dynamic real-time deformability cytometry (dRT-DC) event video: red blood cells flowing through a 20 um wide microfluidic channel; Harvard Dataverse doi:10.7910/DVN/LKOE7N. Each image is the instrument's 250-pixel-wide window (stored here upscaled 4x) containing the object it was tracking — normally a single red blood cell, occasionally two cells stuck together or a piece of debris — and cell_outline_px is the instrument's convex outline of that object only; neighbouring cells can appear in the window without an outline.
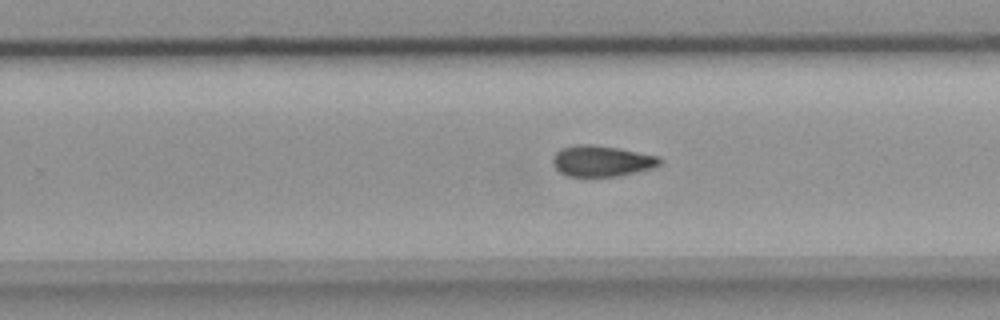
{"species": "common noctule bat (a hibernating species)", "species_latin": "Nyctalus noctula", "temperature_condition": "room temperature", "stored_images_in_passage": 17, "camera_frame_rate_fps": 3000, "um_per_image_px": 0.085, "animal": {"sex": "female", "body_mass_g": 18.4}, "frame": {"image": 1, "passage_image": 12, "time_ms": 3.667, "image_size_px": [1000, 320], "cell_outline_px": [[664, 160], [660, 164], [652, 168], [616, 176], [568, 176], [560, 172], [552, 164], [552, 156], [560, 148], [576, 144], [592, 144], [620, 148], [660, 156]], "centroid_in_image_um": [51.14, 13.66], "position_along_channel_um": 278.7, "area_um2": 19.48}}
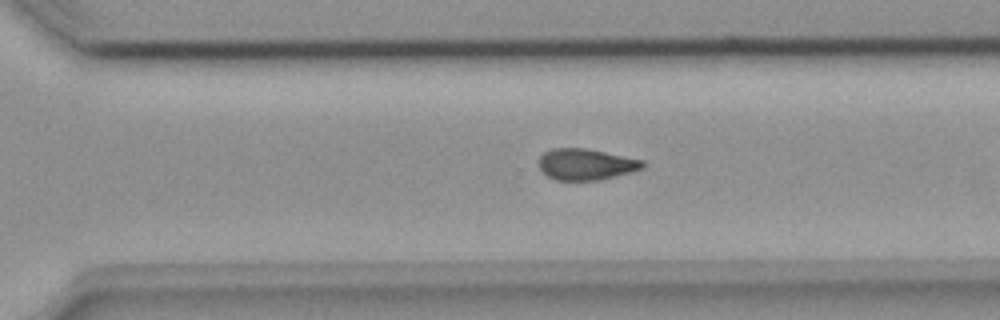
{"frame": {"image": 2, "passage_image": 15, "time_ms": 4.667, "image_size_px": [1000, 320], "cell_outline_px": [[644, 168], [632, 172], [596, 180], [556, 180], [548, 176], [540, 168], [540, 156], [544, 152], [552, 148], [584, 148], [644, 160]], "centroid_in_image_um": [49.81, 13.96], "position_along_channel_um": 320.8, "area_um2": 18.67}}